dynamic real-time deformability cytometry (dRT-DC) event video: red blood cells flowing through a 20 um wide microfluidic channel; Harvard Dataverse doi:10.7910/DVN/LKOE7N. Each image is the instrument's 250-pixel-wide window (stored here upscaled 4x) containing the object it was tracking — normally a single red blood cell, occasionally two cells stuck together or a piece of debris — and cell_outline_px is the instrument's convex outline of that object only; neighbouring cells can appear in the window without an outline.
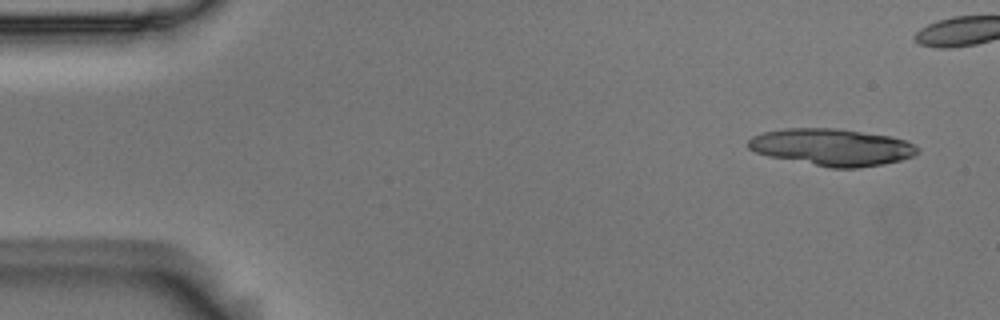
{"species": "Egyptian fruit bat (a non-hibernating species)", "species_latin": "Rousettus aegyptiacus", "temperature_condition": "room temperature", "stored_images_in_passage": 5, "camera_frame_rate_fps": 3000, "um_per_image_px": 0.085, "animal": {"sex": "male"}, "frame": {"image": 1, "passage_image": 1, "time_ms": 0.0, "image_size_px": [1000, 320], "cell_outline_px": [[920, 152], [916, 156], [884, 164], [856, 168], [832, 168], [768, 156], [756, 152], [748, 148], [748, 140], [752, 136], [764, 132], [784, 128], [836, 128], [892, 136], [904, 140], [920, 148]], "centroid_in_image_um": [70.74, 12.51], "position_along_channel_um": 14.3, "area_um2": 36.59}}